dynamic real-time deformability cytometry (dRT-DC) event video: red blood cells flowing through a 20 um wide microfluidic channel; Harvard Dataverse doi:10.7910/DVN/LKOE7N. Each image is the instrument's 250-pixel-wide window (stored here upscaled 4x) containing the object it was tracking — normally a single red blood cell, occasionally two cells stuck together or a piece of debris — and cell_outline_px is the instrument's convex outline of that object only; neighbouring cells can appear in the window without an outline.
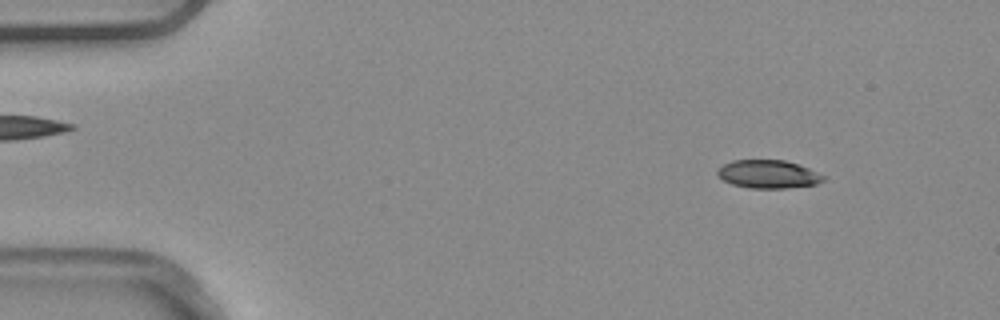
{"species": "common noctule bat (a hibernating species)", "species_latin": "Nyctalus noctula", "temperature_condition": "warm", "stored_images_in_passage": 4, "camera_frame_rate_fps": 3000, "um_per_image_px": 0.085, "animal": {"sex": "male", "body_mass_g": 20.4}, "frame": {"image": 1, "passage_image": 1, "time_ms": 0.0, "image_size_px": [1000, 320], "cell_outline_px": [[824, 180], [816, 184], [788, 188], [748, 188], [732, 184], [724, 180], [716, 172], [724, 164], [732, 160], [784, 160], [808, 168], [824, 176]], "centroid_in_image_um": [65.29, 14.81], "position_along_channel_um": 19.7, "area_um2": 17.17}}
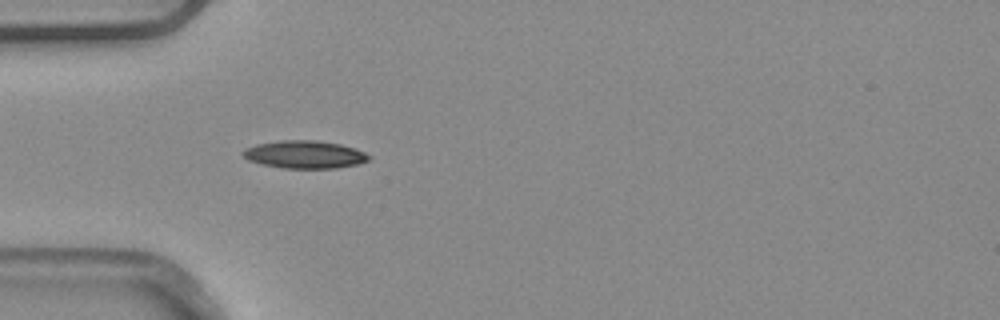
{"frame": {"image": 2, "passage_image": 4, "time_ms": 1.0, "image_size_px": [1000, 320], "cell_outline_px": [[372, 160], [356, 164], [336, 168], [284, 168], [264, 164], [248, 160], [240, 152], [244, 148], [256, 144], [280, 140], [316, 140], [340, 144], [356, 148], [372, 156]], "centroid_in_image_um": [25.92, 13.12], "position_along_channel_um": 59.1, "area_um2": 20.46}}